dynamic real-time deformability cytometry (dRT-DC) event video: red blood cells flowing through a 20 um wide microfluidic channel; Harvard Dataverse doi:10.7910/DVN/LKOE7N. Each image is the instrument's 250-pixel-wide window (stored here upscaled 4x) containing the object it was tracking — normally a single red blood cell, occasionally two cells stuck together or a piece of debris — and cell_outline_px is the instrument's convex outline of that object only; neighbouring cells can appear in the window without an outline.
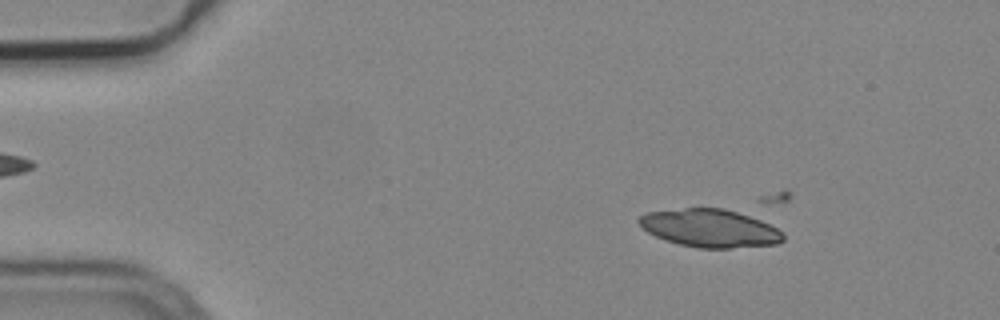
{"species": "common noctule bat (a hibernating species)", "species_latin": "Nyctalus noctula", "temperature_condition": "cold", "stored_images_in_passage": 15, "camera_frame_rate_fps": 3000, "um_per_image_px": 0.085, "animal": {"sex": "male", "body_mass_g": 19.2, "forearm_length_mm": 51.8}, "frame": {"image": 1, "passage_image": 8, "time_ms": 2.333, "image_size_px": [1000, 320], "cell_outline_px": [[784, 240], [776, 244], [732, 248], [700, 248], [680, 244], [664, 240], [648, 232], [636, 220], [640, 216], [648, 212], [684, 208], [724, 208], [760, 220], [784, 232]], "centroid_in_image_um": [60.34, 19.4], "position_along_channel_um": 24.7, "area_um2": 31.67}}